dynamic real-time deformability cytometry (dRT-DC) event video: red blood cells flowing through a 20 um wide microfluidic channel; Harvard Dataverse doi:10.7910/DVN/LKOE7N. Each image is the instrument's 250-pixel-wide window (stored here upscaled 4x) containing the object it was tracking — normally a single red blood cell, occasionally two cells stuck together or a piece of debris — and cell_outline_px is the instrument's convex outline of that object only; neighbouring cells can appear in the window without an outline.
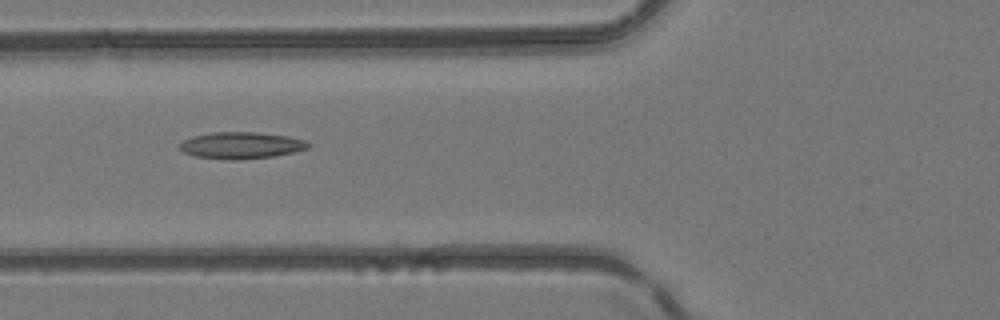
{"species": "common noctule bat (a hibernating species)", "species_latin": "Nyctalus noctula", "temperature_condition": "room temperature", "stored_images_in_passage": 6, "camera_frame_rate_fps": 3000, "um_per_image_px": 0.085, "animal": {"sex": "female", "body_mass_g": 24.6, "forearm_length_mm": 56.2}, "frame": {"image": 1, "passage_image": 6, "time_ms": 5.667, "image_size_px": [1000, 320], "cell_outline_px": [[312, 144], [308, 148], [292, 152], [272, 156], [240, 160], [228, 160], [196, 156], [184, 152], [176, 148], [184, 140], [192, 136], [212, 132], [256, 132], [288, 136], [304, 140]], "centroid_in_image_um": [20.47, 12.35], "position_along_channel_um": 105.3, "area_um2": 20.0}}